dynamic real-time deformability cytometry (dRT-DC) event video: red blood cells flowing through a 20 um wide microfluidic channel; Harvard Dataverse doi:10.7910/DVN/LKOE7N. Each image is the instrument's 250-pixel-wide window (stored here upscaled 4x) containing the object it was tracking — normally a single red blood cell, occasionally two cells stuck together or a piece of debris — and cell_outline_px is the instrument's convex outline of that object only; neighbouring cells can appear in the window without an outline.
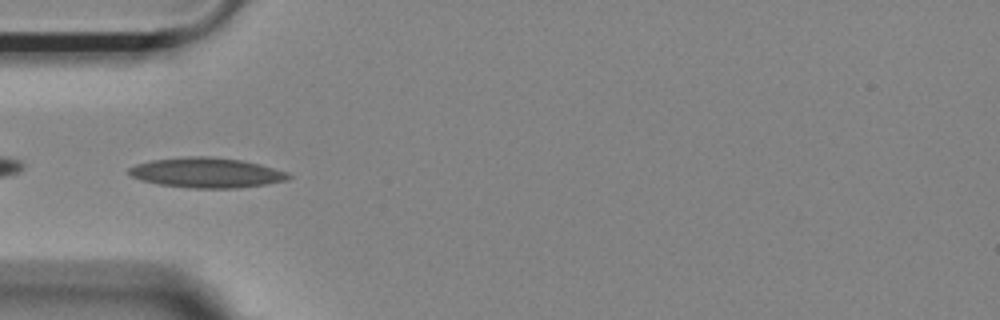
{"species": "Egyptian fruit bat (a non-hibernating species)", "species_latin": "Rousettus aegyptiacus", "temperature_condition": "room temperature", "stored_images_in_passage": 53, "camera_frame_rate_fps": 3000, "um_per_image_px": 0.085, "animal": {"sex": "female"}, "frame": {"image": 1, "passage_image": 17, "time_ms": 5.333, "image_size_px": [1000, 320], "cell_outline_px": [[292, 176], [288, 180], [268, 184], [236, 188], [188, 188], [160, 184], [144, 180], [132, 176], [128, 172], [128, 168], [136, 164], [152, 160], [188, 156], [212, 156], [244, 160], [260, 164], [288, 172]], "centroid_in_image_um": [17.61, 14.67], "position_along_channel_um": 67.4, "area_um2": 28.03}}
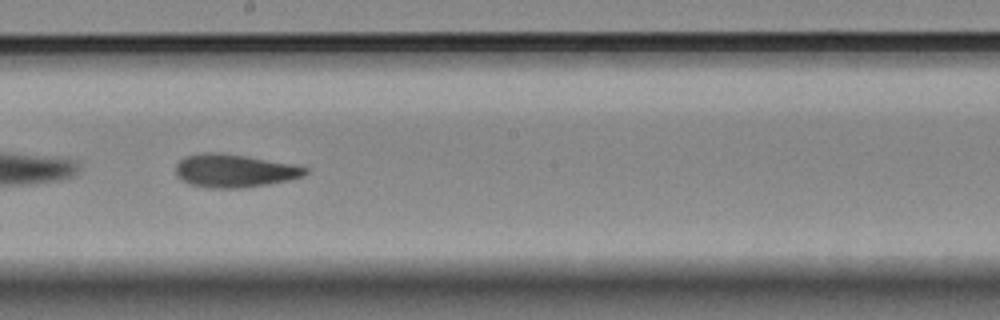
{"frame": {"image": 2, "passage_image": 30, "time_ms": 9.667, "image_size_px": [1000, 320], "cell_outline_px": [[308, 172], [304, 176], [288, 180], [268, 184], [244, 188], [208, 188], [188, 184], [180, 180], [176, 176], [176, 164], [180, 160], [188, 156], [204, 152], [220, 152], [296, 164], [308, 168]], "centroid_in_image_um": [19.92, 14.52], "position_along_channel_um": 228.3, "area_um2": 25.26}}
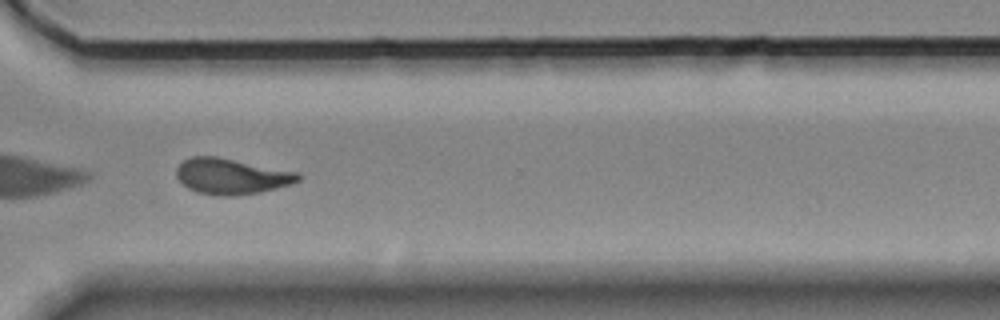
{"frame": {"image": 3, "passage_image": 40, "time_ms": 13.0, "image_size_px": [1000, 320], "cell_outline_px": [[300, 180], [292, 184], [260, 192], [236, 196], [216, 196], [196, 192], [188, 188], [176, 176], [176, 168], [184, 160], [192, 156], [216, 156], [296, 172], [300, 176]], "centroid_in_image_um": [19.64, 15.0], "position_along_channel_um": 351.0, "area_um2": 25.26}, "authors_computed_cell_mechanics": {"area_um2": 25.7788, "velocity_mm_per_s": 3.6828, "shape_relaxation_time_tau1_ms": 7.5812, "shape_relaxation_time_tau2_ms": 2.8184, "deformation_change_tau1": 0.1915, "deformation_change_tau2": 0.1034}}